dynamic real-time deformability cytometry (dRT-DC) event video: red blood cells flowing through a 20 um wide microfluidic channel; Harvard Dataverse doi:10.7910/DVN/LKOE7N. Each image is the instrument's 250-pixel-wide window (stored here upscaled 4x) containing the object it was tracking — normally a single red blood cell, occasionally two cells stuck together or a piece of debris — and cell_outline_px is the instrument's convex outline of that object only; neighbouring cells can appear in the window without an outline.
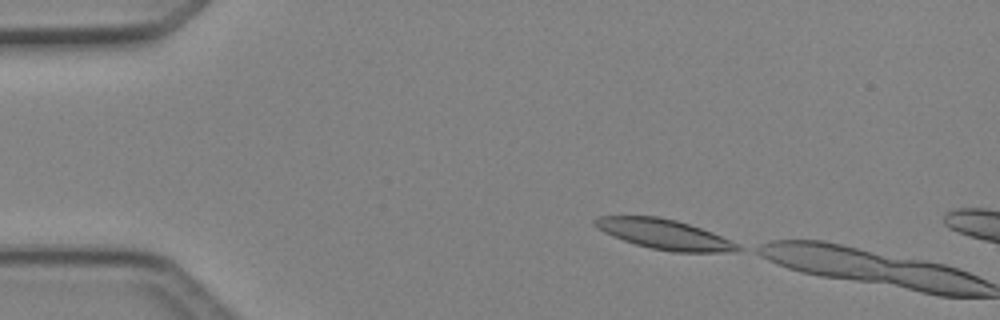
{"species": "Egyptian fruit bat (a non-hibernating species)", "species_latin": "Rousettus aegyptiacus", "temperature_condition": "cold", "stored_images_in_passage": 2, "camera_frame_rate_fps": 3000, "um_per_image_px": 0.085, "animal": {"sex": "female"}, "frame": {"image": 1, "passage_image": 1, "time_ms": 0.0, "image_size_px": [1000, 320], "cell_outline_px": [[744, 248], [736, 252], [672, 252], [652, 248], [636, 244], [612, 236], [596, 228], [592, 224], [592, 220], [600, 216], [656, 216], [676, 220], [712, 232]], "centroid_in_image_um": [56.43, 19.91], "position_along_channel_um": 28.6, "area_um2": 24.74}}